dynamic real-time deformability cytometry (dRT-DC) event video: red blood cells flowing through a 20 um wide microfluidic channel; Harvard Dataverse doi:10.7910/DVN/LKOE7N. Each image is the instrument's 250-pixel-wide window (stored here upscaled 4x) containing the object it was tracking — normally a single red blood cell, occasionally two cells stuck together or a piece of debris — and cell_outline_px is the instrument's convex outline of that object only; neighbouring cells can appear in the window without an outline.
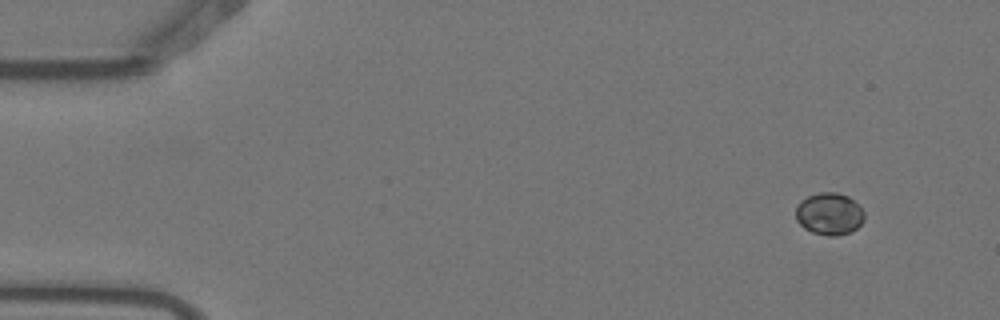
{"species": "Egyptian fruit bat (a non-hibernating species)", "species_latin": "Rousettus aegyptiacus", "temperature_condition": "warm", "stored_images_in_passage": 3, "camera_frame_rate_fps": 3000, "um_per_image_px": 0.085, "animal": {"sex": "female"}, "frame": {"image": 1, "passage_image": 1, "time_ms": 0.0, "image_size_px": [1000, 320], "cell_outline_px": [[864, 220], [852, 232], [836, 236], [828, 236], [812, 232], [804, 228], [796, 220], [796, 204], [800, 200], [808, 196], [820, 192], [836, 192], [848, 196], [864, 212]], "centroid_in_image_um": [70.47, 18.18], "position_along_channel_um": 14.5, "area_um2": 16.88}}